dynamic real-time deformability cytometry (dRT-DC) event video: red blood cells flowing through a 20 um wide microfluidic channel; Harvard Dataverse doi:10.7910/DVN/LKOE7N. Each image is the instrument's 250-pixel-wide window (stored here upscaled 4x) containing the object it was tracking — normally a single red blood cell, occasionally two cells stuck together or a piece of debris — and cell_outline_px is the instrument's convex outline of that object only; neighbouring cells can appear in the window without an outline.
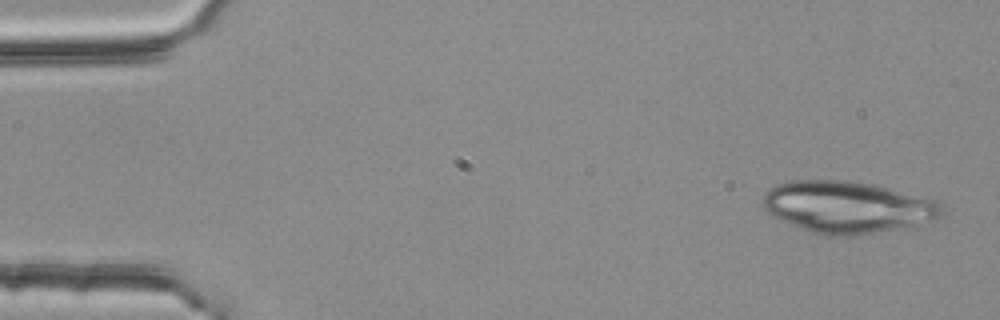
{"species": "common noctule bat (a hibernating species)", "species_latin": "Nyctalus noctula", "temperature_condition": "room temperature", "stored_images_in_passage": 3, "camera_frame_rate_fps": 3000, "um_per_image_px": 0.085, "animal": {"sex": "female", "body_mass_g": 25.1}, "frame": {"image": 1, "passage_image": 3, "time_ms": 0.667, "image_size_px": [1000, 320], "cell_outline_px": [[944, 204], [940, 216], [936, 220], [900, 228], [848, 236], [844, 236], [812, 232], [772, 216], [764, 208], [764, 196], [776, 184], [792, 180], [848, 180], [876, 184], [936, 200]], "centroid_in_image_um": [72.08, 17.57], "position_along_channel_um": 12.9, "area_um2": 53.64}}